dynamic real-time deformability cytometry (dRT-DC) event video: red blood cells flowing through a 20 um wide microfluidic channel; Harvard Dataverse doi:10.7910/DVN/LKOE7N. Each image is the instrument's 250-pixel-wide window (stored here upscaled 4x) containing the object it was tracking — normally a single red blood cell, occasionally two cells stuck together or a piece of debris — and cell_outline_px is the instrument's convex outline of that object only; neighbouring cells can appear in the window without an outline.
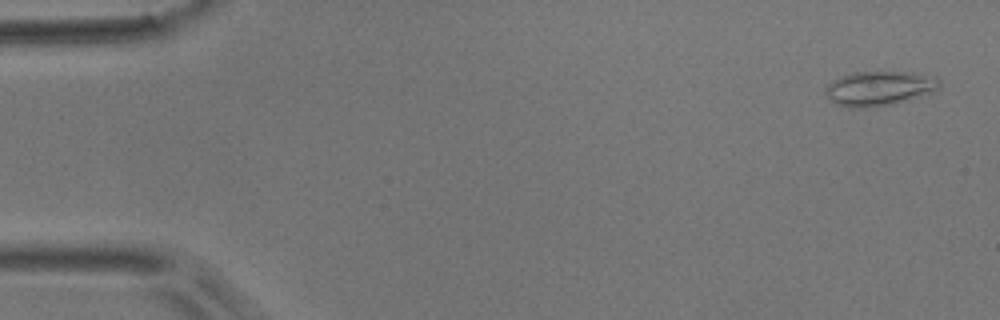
{"species": "common noctule bat (a hibernating species)", "species_latin": "Nyctalus noctula", "temperature_condition": "room temperature", "stored_images_in_passage": 4, "camera_frame_rate_fps": 3000, "um_per_image_px": 0.085, "animal": {"sex": "male", "body_mass_g": 17.9}, "frame": {"image": 1, "passage_image": 1, "time_ms": 0.0, "image_size_px": [1000, 320], "cell_outline_px": [[940, 80], [936, 88], [928, 92], [904, 100], [888, 104], [864, 108], [848, 108], [836, 104], [828, 96], [828, 84], [832, 80], [840, 76], [852, 72], [912, 72], [936, 76]], "centroid_in_image_um": [74.69, 7.49], "position_along_channel_um": 10.3, "area_um2": 22.31}}